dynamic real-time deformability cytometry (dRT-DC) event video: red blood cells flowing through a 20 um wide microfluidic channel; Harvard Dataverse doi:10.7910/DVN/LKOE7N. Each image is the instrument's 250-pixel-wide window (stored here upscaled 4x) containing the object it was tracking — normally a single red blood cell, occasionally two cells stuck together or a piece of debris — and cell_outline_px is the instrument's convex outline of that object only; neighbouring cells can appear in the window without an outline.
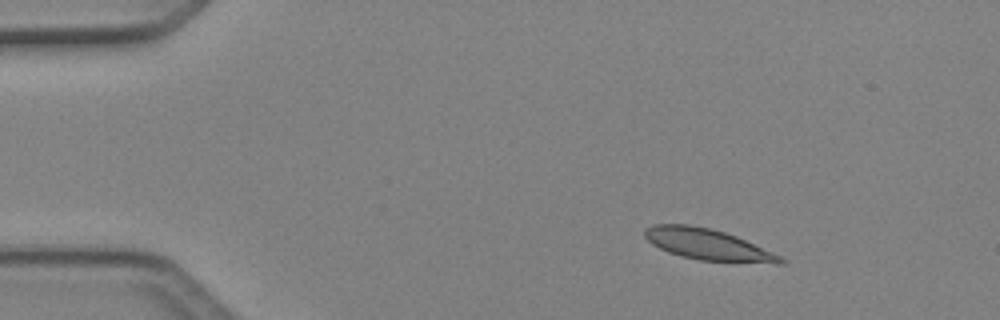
{"species": "Egyptian fruit bat (a non-hibernating species)", "species_latin": "Rousettus aegyptiacus", "temperature_condition": "cold", "stored_images_in_passage": 5, "camera_frame_rate_fps": 3000, "um_per_image_px": 0.085, "animal": {"sex": "female"}, "frame": {"image": 1, "passage_image": 3, "time_ms": 0.667, "image_size_px": [1000, 320], "cell_outline_px": [[788, 260], [784, 264], [776, 264], [700, 260], [680, 256], [668, 252], [652, 244], [644, 236], [644, 228], [652, 224], [688, 224], [708, 228], [724, 232], [736, 236], [772, 252]], "centroid_in_image_um": [60.16, 20.79], "position_along_channel_um": 24.8, "area_um2": 24.62}}